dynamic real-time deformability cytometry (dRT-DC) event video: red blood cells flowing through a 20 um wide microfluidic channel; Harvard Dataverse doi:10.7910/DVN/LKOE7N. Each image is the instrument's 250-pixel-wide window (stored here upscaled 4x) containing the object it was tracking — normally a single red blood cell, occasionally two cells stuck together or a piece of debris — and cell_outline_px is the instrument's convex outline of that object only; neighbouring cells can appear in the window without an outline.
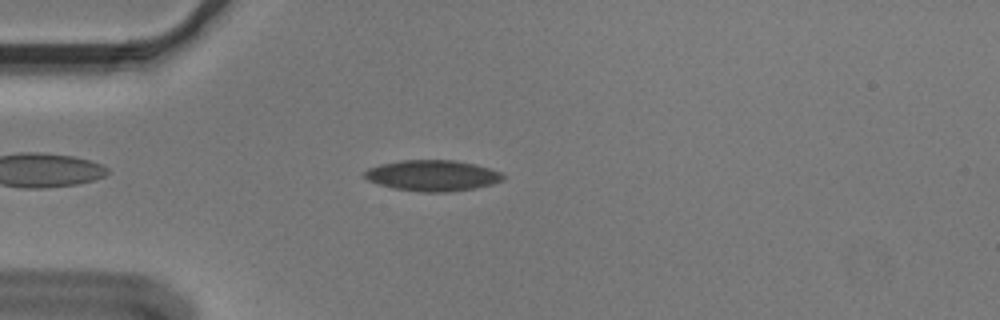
{"species": "Egyptian fruit bat (a non-hibernating species)", "species_latin": "Rousettus aegyptiacus", "temperature_condition": "cold", "stored_images_in_passage": 46, "camera_frame_rate_fps": 3000, "um_per_image_px": 0.085, "animal": {"sex": "male"}, "frame": {"image": 1, "passage_image": 6, "time_ms": 1.667, "image_size_px": [1000, 320], "cell_outline_px": [[504, 180], [492, 184], [476, 188], [444, 192], [420, 192], [392, 188], [368, 180], [364, 176], [364, 172], [368, 168], [380, 164], [400, 160], [456, 160], [476, 164], [504, 172]], "centroid_in_image_um": [36.8, 14.91], "position_along_channel_um": 48.2, "area_um2": 25.14}}
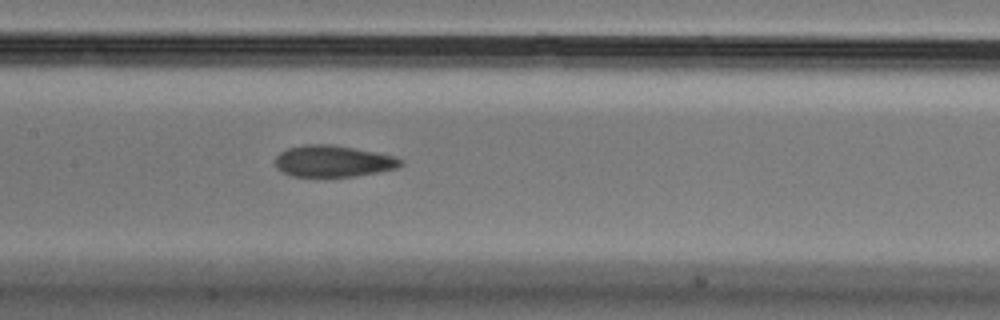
{"frame": {"image": 2, "passage_image": 18, "time_ms": 5.667, "image_size_px": [1000, 320], "cell_outline_px": [[404, 164], [396, 168], [356, 176], [292, 176], [276, 168], [276, 156], [280, 152], [288, 148], [304, 144], [332, 144], [376, 152], [392, 156], [404, 160]], "centroid_in_image_um": [28.31, 13.69], "position_along_channel_um": 179.1, "area_um2": 22.89}}
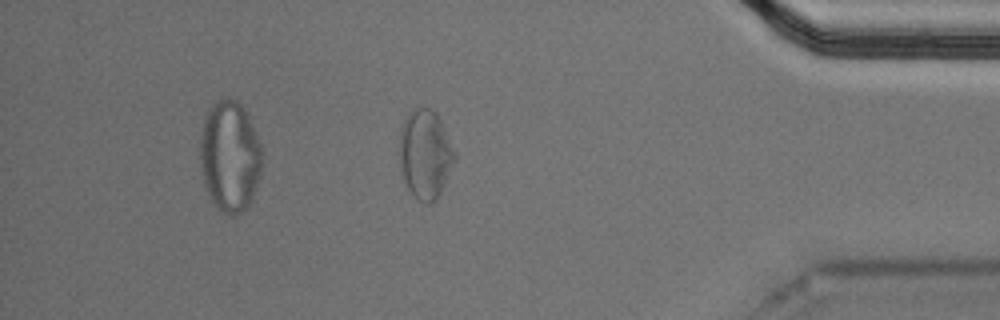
{"frame": {"image": 3, "passage_image": 39, "time_ms": 12.667, "image_size_px": [1000, 320], "cell_outline_px": [[456, 160], [436, 200], [428, 204], [416, 200], [412, 196], [400, 176], [400, 128], [404, 120], [412, 108], [432, 108], [436, 112], [456, 152]], "centroid_in_image_um": [36.13, 13.13], "position_along_channel_um": 399.1, "area_um2": 29.02}, "authors_computed_cell_mechanics": {"area_um2": 23.9581, "velocity_mm_per_s": 3.6076, "shape_relaxation_time_tau1_ms": null, "shape_relaxation_time_tau2_ms": 3.1669, "deformation_change_tau1": null, "deformation_change_tau2": 0.0904}}